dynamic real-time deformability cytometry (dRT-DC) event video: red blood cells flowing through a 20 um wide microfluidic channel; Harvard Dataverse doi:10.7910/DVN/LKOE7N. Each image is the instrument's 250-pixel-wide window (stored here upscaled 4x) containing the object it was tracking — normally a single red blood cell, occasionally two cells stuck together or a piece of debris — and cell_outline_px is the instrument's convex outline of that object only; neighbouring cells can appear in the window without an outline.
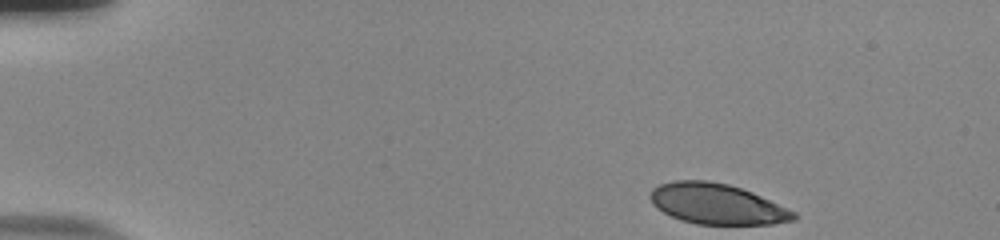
{"species": "human", "species_latin": "Homo sapiens", "temperature_condition": "room temperature", "stored_images_in_passage": 48, "camera_frame_rate_fps": 3000, "um_per_image_px": 0.085, "donor": {"sex": "male"}, "frame": {"image": 1, "passage_image": 1, "time_ms": 0.0, "image_size_px": [1000, 240], "cell_outline_px": [[800, 216], [796, 220], [772, 224], [696, 224], [680, 220], [656, 208], [652, 204], [648, 196], [652, 188], [660, 184], [672, 180], [708, 180], [728, 184], [752, 192], [796, 212]], "centroid_in_image_um": [60.92, 17.33], "position_along_channel_um": 24.1, "area_um2": 34.1}}
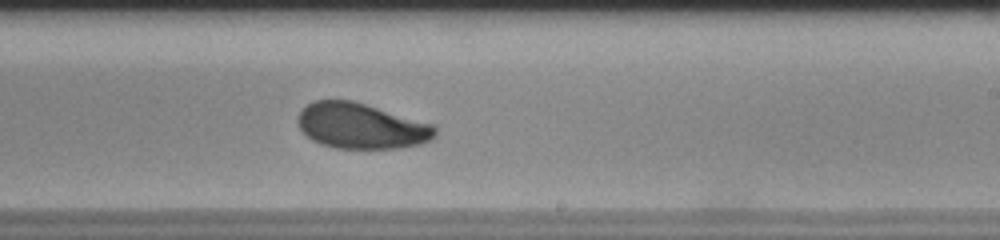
{"frame": {"image": 2, "passage_image": 28, "time_ms": 9.0, "image_size_px": [1000, 240], "cell_outline_px": [[436, 136], [420, 144], [400, 148], [336, 148], [320, 144], [312, 140], [300, 128], [300, 112], [312, 100], [352, 100], [436, 124]], "centroid_in_image_um": [30.76, 10.7], "position_along_channel_um": 258.2, "area_um2": 36.36}}
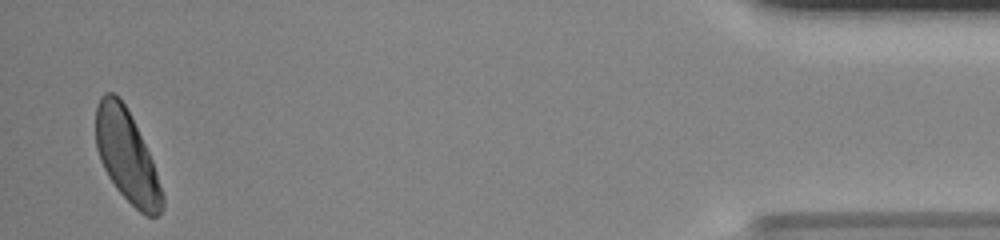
{"frame": {"image": 3, "passage_image": 47, "time_ms": 15.333, "image_size_px": [1000, 240], "cell_outline_px": [[164, 204], [160, 212], [156, 216], [144, 216], [116, 188], [108, 176], [100, 160], [96, 148], [96, 104], [100, 96], [104, 92], [112, 92], [120, 96], [152, 160], [164, 196]], "centroid_in_image_um": [10.76, 13.27], "position_along_channel_um": 424.4, "area_um2": 35.08}, "authors_computed_cell_mechanics": {"area_um2": 36.2695, "velocity_mm_per_s": 3.7715, "shape_relaxation_time_tau1_ms": 3.0617, "shape_relaxation_time_tau2_ms": 2.2225, "deformation_change_tau1": 0.1339, "deformation_change_tau2": 0.0807}}